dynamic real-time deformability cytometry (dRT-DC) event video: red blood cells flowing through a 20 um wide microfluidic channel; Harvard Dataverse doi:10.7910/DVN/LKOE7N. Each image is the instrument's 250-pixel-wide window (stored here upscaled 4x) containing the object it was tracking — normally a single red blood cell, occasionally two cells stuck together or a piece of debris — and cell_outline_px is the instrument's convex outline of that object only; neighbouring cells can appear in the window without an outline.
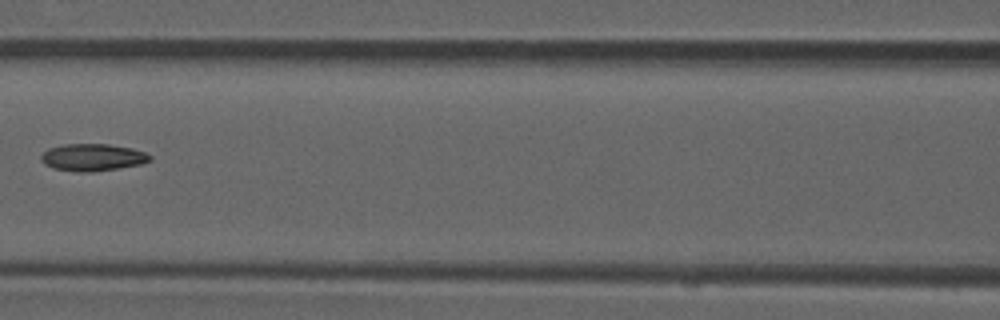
{"species": "common noctule bat (a hibernating species)", "species_latin": "Nyctalus noctula", "temperature_condition": "room temperature", "stored_images_in_passage": 8, "camera_frame_rate_fps": 3000, "um_per_image_px": 0.085, "animal": {"sex": "male", "forearm_length_mm": 52.5}, "frame": {"image": 1, "passage_image": 7, "time_ms": 2.0, "image_size_px": [1000, 320], "cell_outline_px": [[152, 160], [140, 164], [92, 172], [76, 172], [52, 168], [44, 164], [40, 160], [40, 156], [48, 148], [64, 144], [108, 144], [132, 148], [144, 152], [152, 156]], "centroid_in_image_um": [7.84, 13.37], "position_along_channel_um": 158.8, "area_um2": 17.28}}
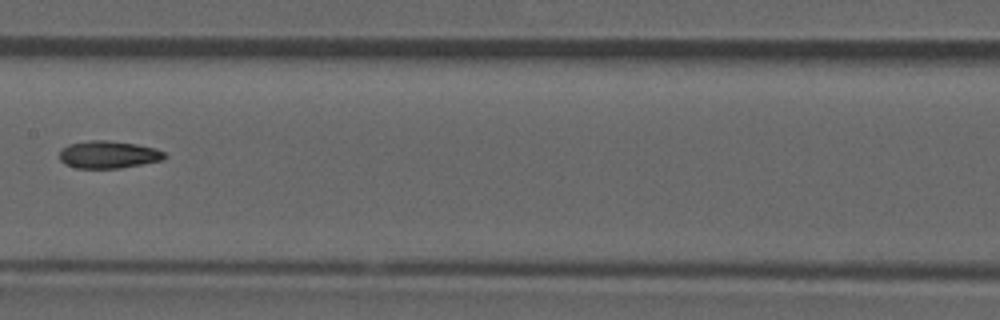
{"frame": {"image": 2, "passage_image": 8, "time_ms": 2.333, "image_size_px": [1000, 320], "cell_outline_px": [[164, 160], [120, 168], [76, 168], [64, 164], [60, 160], [60, 152], [68, 144], [92, 140], [108, 140], [136, 144], [156, 148], [164, 152]], "centroid_in_image_um": [9.21, 13.14], "position_along_channel_um": 198.2, "area_um2": 16.76}}